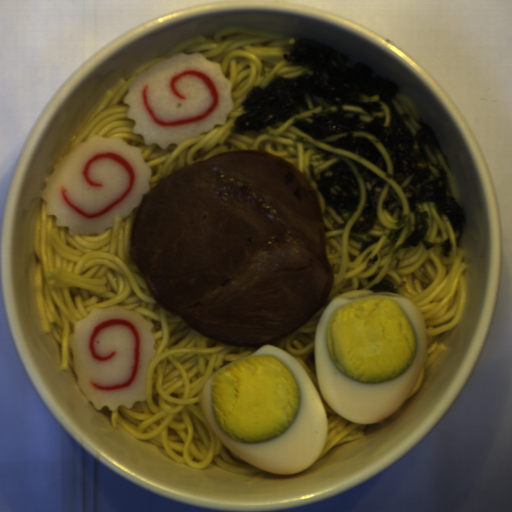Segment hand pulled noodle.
<instances>
[{"instance_id": "1", "label": "hand pulled noodle", "mask_w": 512, "mask_h": 512, "mask_svg": "<svg viewBox=\"0 0 512 512\" xmlns=\"http://www.w3.org/2000/svg\"><path fill=\"white\" fill-rule=\"evenodd\" d=\"M298 40L274 31L245 26H233L206 33L176 44L168 53L149 61L128 79L121 80L109 89L77 133L72 138L68 153L79 143L93 136L121 138L128 145L139 147L143 161L150 167V189L171 174L210 159L221 153L238 150H258L280 157L299 170L314 189L319 204L325 237L326 257L334 274L333 287L327 301L308 320L290 334L270 344L291 355L313 380L325 412L327 429L320 454L313 463L325 458L336 446L365 437L371 424L348 421L332 409L323 396L317 382L314 360L315 336L320 318L326 307L339 295L353 290H368L382 280H388L398 289V295L409 297L422 312L425 325L426 351L416 384L406 400L421 388L425 370L445 350L443 339L461 322L465 308L468 285L464 249L457 246L455 231L445 215H439L435 203L422 201L418 209L427 212L429 224L427 240L433 242L431 250L421 244L399 251L400 261L391 270L390 239L386 236L396 228L397 220L382 210L383 199L391 187L397 194L404 214L410 208L401 186L369 161L356 155L323 144L294 125L296 119L313 122V112H323L321 106L297 113L285 123L258 131L234 132L235 120L244 112L242 102L253 87H262L276 76L292 77L304 69L301 64H289L283 54L290 53ZM201 51L210 61L219 62L223 74L232 84L230 95L233 111L226 125H215L200 137L184 141L179 146L160 149L157 143L145 145L142 135L133 133L135 122L127 116L128 105L123 101L128 87L140 72L169 58L178 52ZM323 148L337 154L334 159L322 161L314 148ZM387 181L380 198L378 218L373 227L374 236L380 240L360 254V244L349 237L350 228L361 213L365 203V191L361 177L351 159ZM344 160L354 171L360 185V202L357 210L344 229H334V222L343 223L341 217L324 206L323 196L307 169L314 163L315 173L320 175L332 163ZM450 237L453 248L451 257H442L440 245ZM405 400V401H406Z\"/></svg>"}, {"instance_id": "2", "label": "hand pulled noodle", "mask_w": 512, "mask_h": 512, "mask_svg": "<svg viewBox=\"0 0 512 512\" xmlns=\"http://www.w3.org/2000/svg\"><path fill=\"white\" fill-rule=\"evenodd\" d=\"M47 204L43 198L35 222V295L41 325L59 344L61 368L73 369L69 339L93 309L119 306L138 312L152 323L156 356L146 373L145 401L109 410L112 428L156 445L191 468L216 465L248 475L265 471L219 440L200 405L213 374L262 346L237 347L201 335L153 298L131 257L137 208L127 217L115 216L102 234L69 235L66 226H56V216L46 213Z\"/></svg>"}, {"instance_id": "3", "label": "hand pulled noodle", "mask_w": 512, "mask_h": 512, "mask_svg": "<svg viewBox=\"0 0 512 512\" xmlns=\"http://www.w3.org/2000/svg\"><path fill=\"white\" fill-rule=\"evenodd\" d=\"M395 108L399 114H407L409 119L406 121V126L414 134L420 129V123L423 122L421 114L417 106L411 99L397 92L394 102Z\"/></svg>"}, {"instance_id": "4", "label": "hand pulled noodle", "mask_w": 512, "mask_h": 512, "mask_svg": "<svg viewBox=\"0 0 512 512\" xmlns=\"http://www.w3.org/2000/svg\"><path fill=\"white\" fill-rule=\"evenodd\" d=\"M436 155L439 159V162H440L444 172L446 173V175L448 177L452 195L457 200V202L463 206L452 169L448 168L440 151H437Z\"/></svg>"}, {"instance_id": "5", "label": "hand pulled noodle", "mask_w": 512, "mask_h": 512, "mask_svg": "<svg viewBox=\"0 0 512 512\" xmlns=\"http://www.w3.org/2000/svg\"><path fill=\"white\" fill-rule=\"evenodd\" d=\"M342 110H347V111H352V112H356L358 115H360V119L363 121V122H371L373 116L370 115L369 113H367L365 110H363L362 108H359V107H356L354 105H351V104H345L344 106H342Z\"/></svg>"}, {"instance_id": "6", "label": "hand pulled noodle", "mask_w": 512, "mask_h": 512, "mask_svg": "<svg viewBox=\"0 0 512 512\" xmlns=\"http://www.w3.org/2000/svg\"><path fill=\"white\" fill-rule=\"evenodd\" d=\"M373 145L380 151L381 155L383 156V158L386 162V165H387V171L389 173L394 174V167L392 164V160H391V157H390L389 153L387 152L386 148L383 146V144L380 141H376Z\"/></svg>"}]
</instances>
